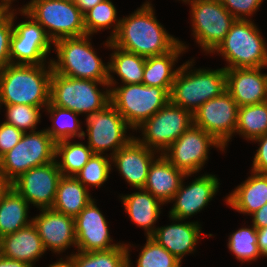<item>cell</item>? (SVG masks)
<instances>
[{"mask_svg":"<svg viewBox=\"0 0 267 267\" xmlns=\"http://www.w3.org/2000/svg\"><path fill=\"white\" fill-rule=\"evenodd\" d=\"M139 191L121 199L131 220L145 229L147 237H151L156 231L153 225L158 220L163 203L145 189Z\"/></svg>","mask_w":267,"mask_h":267,"instance_id":"obj_27","label":"cell"},{"mask_svg":"<svg viewBox=\"0 0 267 267\" xmlns=\"http://www.w3.org/2000/svg\"><path fill=\"white\" fill-rule=\"evenodd\" d=\"M227 245L228 249L242 262L257 260L258 257L264 256L258 248L257 228L254 225L251 228H240L232 233Z\"/></svg>","mask_w":267,"mask_h":267,"instance_id":"obj_36","label":"cell"},{"mask_svg":"<svg viewBox=\"0 0 267 267\" xmlns=\"http://www.w3.org/2000/svg\"><path fill=\"white\" fill-rule=\"evenodd\" d=\"M103 154H93L84 167L74 176L85 187L101 186L107 181L111 170V160Z\"/></svg>","mask_w":267,"mask_h":267,"instance_id":"obj_38","label":"cell"},{"mask_svg":"<svg viewBox=\"0 0 267 267\" xmlns=\"http://www.w3.org/2000/svg\"><path fill=\"white\" fill-rule=\"evenodd\" d=\"M6 107L7 124L13 125L23 133L30 129V132H35L36 124L40 121L39 106H31L25 104H4Z\"/></svg>","mask_w":267,"mask_h":267,"instance_id":"obj_39","label":"cell"},{"mask_svg":"<svg viewBox=\"0 0 267 267\" xmlns=\"http://www.w3.org/2000/svg\"><path fill=\"white\" fill-rule=\"evenodd\" d=\"M210 146L224 150L212 135L192 124L162 155L178 170L194 174L205 165Z\"/></svg>","mask_w":267,"mask_h":267,"instance_id":"obj_13","label":"cell"},{"mask_svg":"<svg viewBox=\"0 0 267 267\" xmlns=\"http://www.w3.org/2000/svg\"><path fill=\"white\" fill-rule=\"evenodd\" d=\"M49 267H68V266L62 261L61 258L59 262L57 261V263L55 262L54 264L49 265Z\"/></svg>","mask_w":267,"mask_h":267,"instance_id":"obj_50","label":"cell"},{"mask_svg":"<svg viewBox=\"0 0 267 267\" xmlns=\"http://www.w3.org/2000/svg\"><path fill=\"white\" fill-rule=\"evenodd\" d=\"M1 252H2V236L0 235V256H1Z\"/></svg>","mask_w":267,"mask_h":267,"instance_id":"obj_52","label":"cell"},{"mask_svg":"<svg viewBox=\"0 0 267 267\" xmlns=\"http://www.w3.org/2000/svg\"><path fill=\"white\" fill-rule=\"evenodd\" d=\"M24 133L13 125H0V158L18 144Z\"/></svg>","mask_w":267,"mask_h":267,"instance_id":"obj_42","label":"cell"},{"mask_svg":"<svg viewBox=\"0 0 267 267\" xmlns=\"http://www.w3.org/2000/svg\"><path fill=\"white\" fill-rule=\"evenodd\" d=\"M192 62L179 67L169 96L173 104L193 114L205 102L226 91V72L224 68L189 72Z\"/></svg>","mask_w":267,"mask_h":267,"instance_id":"obj_3","label":"cell"},{"mask_svg":"<svg viewBox=\"0 0 267 267\" xmlns=\"http://www.w3.org/2000/svg\"><path fill=\"white\" fill-rule=\"evenodd\" d=\"M104 0H75V5L79 8V10L84 14L91 8H93L98 3Z\"/></svg>","mask_w":267,"mask_h":267,"instance_id":"obj_48","label":"cell"},{"mask_svg":"<svg viewBox=\"0 0 267 267\" xmlns=\"http://www.w3.org/2000/svg\"><path fill=\"white\" fill-rule=\"evenodd\" d=\"M190 2L193 35L208 53L213 52L224 40L236 20L220 0H182Z\"/></svg>","mask_w":267,"mask_h":267,"instance_id":"obj_10","label":"cell"},{"mask_svg":"<svg viewBox=\"0 0 267 267\" xmlns=\"http://www.w3.org/2000/svg\"><path fill=\"white\" fill-rule=\"evenodd\" d=\"M192 124L193 114L169 101L139 126L143 139L134 138L147 148L163 153Z\"/></svg>","mask_w":267,"mask_h":267,"instance_id":"obj_11","label":"cell"},{"mask_svg":"<svg viewBox=\"0 0 267 267\" xmlns=\"http://www.w3.org/2000/svg\"><path fill=\"white\" fill-rule=\"evenodd\" d=\"M261 69H225L226 90L239 107L267 101V74H262Z\"/></svg>","mask_w":267,"mask_h":267,"instance_id":"obj_20","label":"cell"},{"mask_svg":"<svg viewBox=\"0 0 267 267\" xmlns=\"http://www.w3.org/2000/svg\"><path fill=\"white\" fill-rule=\"evenodd\" d=\"M12 188V181L4 174L0 168V200L10 191Z\"/></svg>","mask_w":267,"mask_h":267,"instance_id":"obj_46","label":"cell"},{"mask_svg":"<svg viewBox=\"0 0 267 267\" xmlns=\"http://www.w3.org/2000/svg\"><path fill=\"white\" fill-rule=\"evenodd\" d=\"M112 88L109 89L110 103L122 115L130 129L137 130L170 101L169 94L162 87L140 83Z\"/></svg>","mask_w":267,"mask_h":267,"instance_id":"obj_7","label":"cell"},{"mask_svg":"<svg viewBox=\"0 0 267 267\" xmlns=\"http://www.w3.org/2000/svg\"><path fill=\"white\" fill-rule=\"evenodd\" d=\"M184 43H179L168 53L158 56L146 57L142 83L146 86L162 87L169 95L173 86L176 70L173 69L175 61L185 51Z\"/></svg>","mask_w":267,"mask_h":267,"instance_id":"obj_26","label":"cell"},{"mask_svg":"<svg viewBox=\"0 0 267 267\" xmlns=\"http://www.w3.org/2000/svg\"><path fill=\"white\" fill-rule=\"evenodd\" d=\"M253 225L257 229L267 227V203L252 214Z\"/></svg>","mask_w":267,"mask_h":267,"instance_id":"obj_44","label":"cell"},{"mask_svg":"<svg viewBox=\"0 0 267 267\" xmlns=\"http://www.w3.org/2000/svg\"><path fill=\"white\" fill-rule=\"evenodd\" d=\"M136 267H181V262L152 237H147Z\"/></svg>","mask_w":267,"mask_h":267,"instance_id":"obj_37","label":"cell"},{"mask_svg":"<svg viewBox=\"0 0 267 267\" xmlns=\"http://www.w3.org/2000/svg\"><path fill=\"white\" fill-rule=\"evenodd\" d=\"M187 176H191V174H185L178 170L161 153L158 159L154 158L151 163L143 189L165 204L172 201L183 178Z\"/></svg>","mask_w":267,"mask_h":267,"instance_id":"obj_22","label":"cell"},{"mask_svg":"<svg viewBox=\"0 0 267 267\" xmlns=\"http://www.w3.org/2000/svg\"><path fill=\"white\" fill-rule=\"evenodd\" d=\"M239 106L226 90L193 113V124L212 135L225 148L237 126Z\"/></svg>","mask_w":267,"mask_h":267,"instance_id":"obj_14","label":"cell"},{"mask_svg":"<svg viewBox=\"0 0 267 267\" xmlns=\"http://www.w3.org/2000/svg\"><path fill=\"white\" fill-rule=\"evenodd\" d=\"M8 11L0 4V19L7 13Z\"/></svg>","mask_w":267,"mask_h":267,"instance_id":"obj_51","label":"cell"},{"mask_svg":"<svg viewBox=\"0 0 267 267\" xmlns=\"http://www.w3.org/2000/svg\"><path fill=\"white\" fill-rule=\"evenodd\" d=\"M0 267H31L25 262L14 260L5 256H0Z\"/></svg>","mask_w":267,"mask_h":267,"instance_id":"obj_47","label":"cell"},{"mask_svg":"<svg viewBox=\"0 0 267 267\" xmlns=\"http://www.w3.org/2000/svg\"><path fill=\"white\" fill-rule=\"evenodd\" d=\"M13 11H8L0 19V69L10 64V43L15 20Z\"/></svg>","mask_w":267,"mask_h":267,"instance_id":"obj_40","label":"cell"},{"mask_svg":"<svg viewBox=\"0 0 267 267\" xmlns=\"http://www.w3.org/2000/svg\"><path fill=\"white\" fill-rule=\"evenodd\" d=\"M46 109L50 113V118H52L54 125L45 130L55 142L65 139L70 140L75 136L79 137L80 139L86 137L85 132L82 131L77 120V115L79 114L69 109L54 106L51 103L46 106Z\"/></svg>","mask_w":267,"mask_h":267,"instance_id":"obj_34","label":"cell"},{"mask_svg":"<svg viewBox=\"0 0 267 267\" xmlns=\"http://www.w3.org/2000/svg\"><path fill=\"white\" fill-rule=\"evenodd\" d=\"M40 215L32 218L45 248L56 253L69 246H76L74 218L59 213L52 208L41 209Z\"/></svg>","mask_w":267,"mask_h":267,"instance_id":"obj_19","label":"cell"},{"mask_svg":"<svg viewBox=\"0 0 267 267\" xmlns=\"http://www.w3.org/2000/svg\"><path fill=\"white\" fill-rule=\"evenodd\" d=\"M91 201V195L81 182L74 176H62L52 209L75 218Z\"/></svg>","mask_w":267,"mask_h":267,"instance_id":"obj_29","label":"cell"},{"mask_svg":"<svg viewBox=\"0 0 267 267\" xmlns=\"http://www.w3.org/2000/svg\"><path fill=\"white\" fill-rule=\"evenodd\" d=\"M42 65L8 64L0 69L1 104L44 107L50 103L51 62Z\"/></svg>","mask_w":267,"mask_h":267,"instance_id":"obj_2","label":"cell"},{"mask_svg":"<svg viewBox=\"0 0 267 267\" xmlns=\"http://www.w3.org/2000/svg\"><path fill=\"white\" fill-rule=\"evenodd\" d=\"M21 10H24L44 28L52 43L61 38L86 35L84 16L75 2L31 0ZM46 27L48 28L47 31Z\"/></svg>","mask_w":267,"mask_h":267,"instance_id":"obj_8","label":"cell"},{"mask_svg":"<svg viewBox=\"0 0 267 267\" xmlns=\"http://www.w3.org/2000/svg\"><path fill=\"white\" fill-rule=\"evenodd\" d=\"M105 46L116 50L108 62L109 87L111 88L116 83L110 72L116 73L124 83L123 85L142 83L146 57L120 49L114 46L110 40L106 41Z\"/></svg>","mask_w":267,"mask_h":267,"instance_id":"obj_28","label":"cell"},{"mask_svg":"<svg viewBox=\"0 0 267 267\" xmlns=\"http://www.w3.org/2000/svg\"><path fill=\"white\" fill-rule=\"evenodd\" d=\"M216 51L229 63L224 69L267 66L266 43L259 29L248 19H236L212 53Z\"/></svg>","mask_w":267,"mask_h":267,"instance_id":"obj_5","label":"cell"},{"mask_svg":"<svg viewBox=\"0 0 267 267\" xmlns=\"http://www.w3.org/2000/svg\"><path fill=\"white\" fill-rule=\"evenodd\" d=\"M235 19H247L259 9L263 0H220ZM244 15V16H243Z\"/></svg>","mask_w":267,"mask_h":267,"instance_id":"obj_41","label":"cell"},{"mask_svg":"<svg viewBox=\"0 0 267 267\" xmlns=\"http://www.w3.org/2000/svg\"><path fill=\"white\" fill-rule=\"evenodd\" d=\"M93 154L91 148L82 143H71L69 139L56 142L55 156L61 157L57 165L62 176H75Z\"/></svg>","mask_w":267,"mask_h":267,"instance_id":"obj_33","label":"cell"},{"mask_svg":"<svg viewBox=\"0 0 267 267\" xmlns=\"http://www.w3.org/2000/svg\"><path fill=\"white\" fill-rule=\"evenodd\" d=\"M64 1H70V2H75V0H64Z\"/></svg>","mask_w":267,"mask_h":267,"instance_id":"obj_53","label":"cell"},{"mask_svg":"<svg viewBox=\"0 0 267 267\" xmlns=\"http://www.w3.org/2000/svg\"><path fill=\"white\" fill-rule=\"evenodd\" d=\"M0 4L7 10V11H10L11 9V1H14V0H0Z\"/></svg>","mask_w":267,"mask_h":267,"instance_id":"obj_49","label":"cell"},{"mask_svg":"<svg viewBox=\"0 0 267 267\" xmlns=\"http://www.w3.org/2000/svg\"><path fill=\"white\" fill-rule=\"evenodd\" d=\"M98 84L109 87L108 82L72 78L52 71L50 103L79 115L100 111L110 103V90L101 92Z\"/></svg>","mask_w":267,"mask_h":267,"instance_id":"obj_6","label":"cell"},{"mask_svg":"<svg viewBox=\"0 0 267 267\" xmlns=\"http://www.w3.org/2000/svg\"><path fill=\"white\" fill-rule=\"evenodd\" d=\"M258 248L264 256H267V227L257 229Z\"/></svg>","mask_w":267,"mask_h":267,"instance_id":"obj_45","label":"cell"},{"mask_svg":"<svg viewBox=\"0 0 267 267\" xmlns=\"http://www.w3.org/2000/svg\"><path fill=\"white\" fill-rule=\"evenodd\" d=\"M43 253H45V248L32 222L2 237V256L25 262L33 267V262L35 263Z\"/></svg>","mask_w":267,"mask_h":267,"instance_id":"obj_23","label":"cell"},{"mask_svg":"<svg viewBox=\"0 0 267 267\" xmlns=\"http://www.w3.org/2000/svg\"><path fill=\"white\" fill-rule=\"evenodd\" d=\"M235 132L249 140L267 134V101L240 106Z\"/></svg>","mask_w":267,"mask_h":267,"instance_id":"obj_32","label":"cell"},{"mask_svg":"<svg viewBox=\"0 0 267 267\" xmlns=\"http://www.w3.org/2000/svg\"><path fill=\"white\" fill-rule=\"evenodd\" d=\"M86 35H92L99 30L109 29L114 25L109 40L117 33L120 20L117 19V10L110 0H104L83 14Z\"/></svg>","mask_w":267,"mask_h":267,"instance_id":"obj_35","label":"cell"},{"mask_svg":"<svg viewBox=\"0 0 267 267\" xmlns=\"http://www.w3.org/2000/svg\"><path fill=\"white\" fill-rule=\"evenodd\" d=\"M55 152L56 142L46 130L27 132L17 145L0 158V168L13 182L31 168L54 161Z\"/></svg>","mask_w":267,"mask_h":267,"instance_id":"obj_9","label":"cell"},{"mask_svg":"<svg viewBox=\"0 0 267 267\" xmlns=\"http://www.w3.org/2000/svg\"><path fill=\"white\" fill-rule=\"evenodd\" d=\"M20 11L21 14L28 16L31 20L22 21L13 27L10 43V64H45L44 61L50 52L52 40L38 22L24 10ZM13 59L17 61L15 62Z\"/></svg>","mask_w":267,"mask_h":267,"instance_id":"obj_15","label":"cell"},{"mask_svg":"<svg viewBox=\"0 0 267 267\" xmlns=\"http://www.w3.org/2000/svg\"><path fill=\"white\" fill-rule=\"evenodd\" d=\"M218 188L219 180L211 174L199 176L186 187L182 181L180 188L172 198L175 203L169 212V217L176 221L191 217L210 202Z\"/></svg>","mask_w":267,"mask_h":267,"instance_id":"obj_18","label":"cell"},{"mask_svg":"<svg viewBox=\"0 0 267 267\" xmlns=\"http://www.w3.org/2000/svg\"><path fill=\"white\" fill-rule=\"evenodd\" d=\"M128 245L109 250L79 252L67 257L63 262L68 267H131Z\"/></svg>","mask_w":267,"mask_h":267,"instance_id":"obj_30","label":"cell"},{"mask_svg":"<svg viewBox=\"0 0 267 267\" xmlns=\"http://www.w3.org/2000/svg\"><path fill=\"white\" fill-rule=\"evenodd\" d=\"M86 123L88 146L94 154H105L104 151L111 149L112 156L134 138L126 136L130 126L111 103L100 111L87 114Z\"/></svg>","mask_w":267,"mask_h":267,"instance_id":"obj_12","label":"cell"},{"mask_svg":"<svg viewBox=\"0 0 267 267\" xmlns=\"http://www.w3.org/2000/svg\"><path fill=\"white\" fill-rule=\"evenodd\" d=\"M62 173L57 159L33 167L12 182V187L30 204L40 209L52 208Z\"/></svg>","mask_w":267,"mask_h":267,"instance_id":"obj_16","label":"cell"},{"mask_svg":"<svg viewBox=\"0 0 267 267\" xmlns=\"http://www.w3.org/2000/svg\"><path fill=\"white\" fill-rule=\"evenodd\" d=\"M200 228L198 222L172 223L156 228L151 237L181 262L184 255L195 250V245L201 237Z\"/></svg>","mask_w":267,"mask_h":267,"instance_id":"obj_24","label":"cell"},{"mask_svg":"<svg viewBox=\"0 0 267 267\" xmlns=\"http://www.w3.org/2000/svg\"><path fill=\"white\" fill-rule=\"evenodd\" d=\"M29 203L12 187L0 200V235L12 234L32 222L28 219Z\"/></svg>","mask_w":267,"mask_h":267,"instance_id":"obj_31","label":"cell"},{"mask_svg":"<svg viewBox=\"0 0 267 267\" xmlns=\"http://www.w3.org/2000/svg\"><path fill=\"white\" fill-rule=\"evenodd\" d=\"M153 7L147 1L129 17L120 19L111 43L125 51L144 57L170 52L179 40L169 35L157 21Z\"/></svg>","mask_w":267,"mask_h":267,"instance_id":"obj_1","label":"cell"},{"mask_svg":"<svg viewBox=\"0 0 267 267\" xmlns=\"http://www.w3.org/2000/svg\"><path fill=\"white\" fill-rule=\"evenodd\" d=\"M153 151L133 138L110 159L124 179L138 190L145 186L149 167L154 160L155 151Z\"/></svg>","mask_w":267,"mask_h":267,"instance_id":"obj_21","label":"cell"},{"mask_svg":"<svg viewBox=\"0 0 267 267\" xmlns=\"http://www.w3.org/2000/svg\"><path fill=\"white\" fill-rule=\"evenodd\" d=\"M94 199L74 218L76 247L79 252L109 250L122 244H111L107 221Z\"/></svg>","mask_w":267,"mask_h":267,"instance_id":"obj_17","label":"cell"},{"mask_svg":"<svg viewBox=\"0 0 267 267\" xmlns=\"http://www.w3.org/2000/svg\"><path fill=\"white\" fill-rule=\"evenodd\" d=\"M88 37L84 35L54 41L58 61H50L52 71L72 78L109 82V65L97 56Z\"/></svg>","mask_w":267,"mask_h":267,"instance_id":"obj_4","label":"cell"},{"mask_svg":"<svg viewBox=\"0 0 267 267\" xmlns=\"http://www.w3.org/2000/svg\"><path fill=\"white\" fill-rule=\"evenodd\" d=\"M255 142H259L260 147L254 156L252 171L260 174H267V134L255 138Z\"/></svg>","mask_w":267,"mask_h":267,"instance_id":"obj_43","label":"cell"},{"mask_svg":"<svg viewBox=\"0 0 267 267\" xmlns=\"http://www.w3.org/2000/svg\"><path fill=\"white\" fill-rule=\"evenodd\" d=\"M251 174L226 198L227 205L238 212L249 215L267 203V174L255 171H252Z\"/></svg>","mask_w":267,"mask_h":267,"instance_id":"obj_25","label":"cell"}]
</instances>
